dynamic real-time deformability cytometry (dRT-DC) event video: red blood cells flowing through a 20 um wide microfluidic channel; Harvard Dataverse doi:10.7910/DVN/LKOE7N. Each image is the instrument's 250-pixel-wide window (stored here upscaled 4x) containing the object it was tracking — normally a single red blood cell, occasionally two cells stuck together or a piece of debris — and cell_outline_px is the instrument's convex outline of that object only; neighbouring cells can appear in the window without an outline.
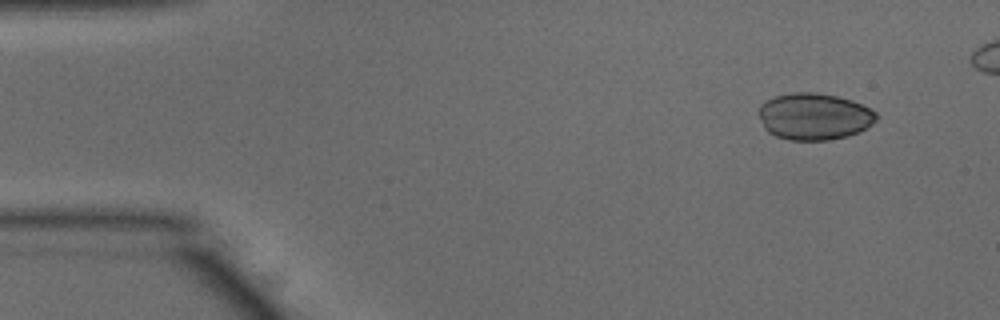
{"species": "common noctule bat (a hibernating species)", "species_latin": "Nyctalus noctula", "temperature_condition": "warm", "stored_images_in_passage": 44, "camera_frame_rate_fps": 3000, "um_per_image_px": 0.085, "animal": {"sex": "male", "body_mass_g": 15.6}, "frame": {"image": 1, "passage_image": 1, "time_ms": 0.0, "image_size_px": [1000, 320], "cell_outline_px": [[876, 120], [872, 124], [860, 132], [848, 136], [828, 140], [788, 140], [776, 136], [768, 132], [764, 128], [760, 116], [760, 104], [776, 96], [792, 92], [812, 92], [836, 96], [852, 100], [876, 112]], "centroid_in_image_um": [69.21, 9.91], "position_along_channel_um": 15.8, "area_um2": 31.91}}
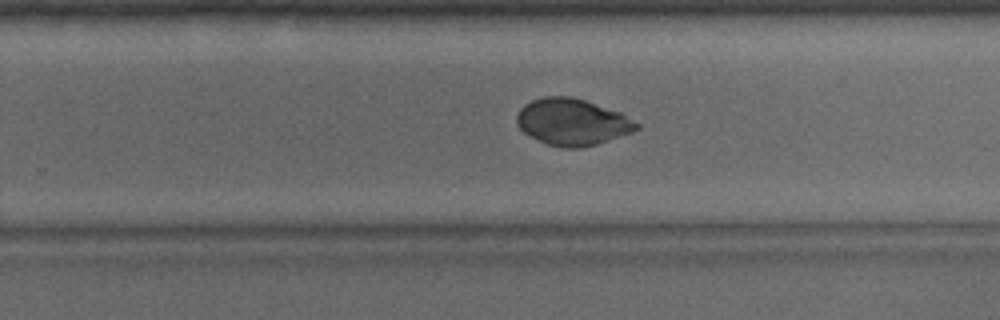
{"frame": {"image": 2, "passage_image": 29, "time_ms": 9.333, "image_size_px": [1000, 320], "cell_outline_px": [[640, 128], [632, 132], [596, 144], [580, 148], [560, 148], [548, 144], [528, 136], [516, 124], [516, 116], [520, 108], [524, 104], [532, 100], [544, 96], [572, 96], [620, 112], [640, 124]], "centroid_in_image_um": [48.62, 10.37], "position_along_channel_um": 281.2, "area_um2": 32.6}}
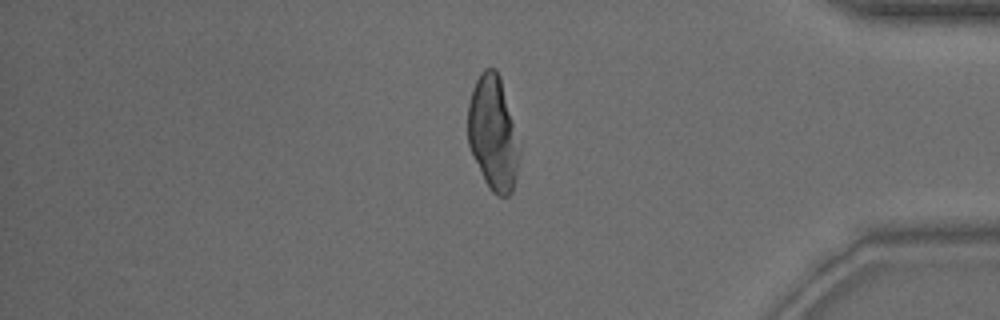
{"frame": {"image": 3, "passage_image": 40, "time_ms": 13.0, "image_size_px": [1000, 320], "cell_outline_px": [[516, 176], [512, 192], [508, 196], [496, 196], [488, 188], [484, 180], [468, 144], [468, 104], [472, 88], [480, 72], [484, 68], [496, 68], [500, 76], [512, 124], [516, 156]], "centroid_in_image_um": [41.83, 11.31], "position_along_channel_um": 393.4, "area_um2": 32.95}}